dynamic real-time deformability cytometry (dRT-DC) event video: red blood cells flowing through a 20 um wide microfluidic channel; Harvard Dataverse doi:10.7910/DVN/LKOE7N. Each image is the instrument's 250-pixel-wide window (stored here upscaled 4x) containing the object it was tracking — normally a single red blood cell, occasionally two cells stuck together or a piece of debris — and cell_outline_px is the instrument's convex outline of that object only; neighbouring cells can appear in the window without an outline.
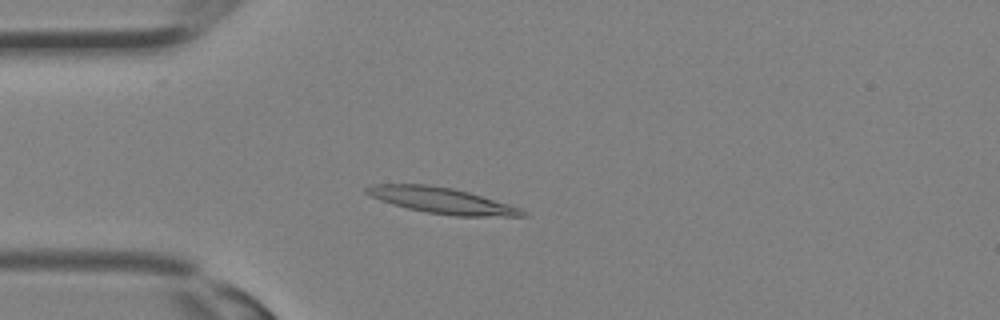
{"species": "Egyptian fruit bat (a non-hibernating species)", "species_latin": "Rousettus aegyptiacus", "temperature_condition": "room temperature", "stored_images_in_passage": 32, "camera_frame_rate_fps": 3000, "um_per_image_px": 0.085, "animal": {"sex": "female"}, "frame": {"image": 1, "passage_image": 8, "time_ms": 2.333, "image_size_px": [1000, 320], "cell_outline_px": [[528, 216], [456, 216], [428, 212], [408, 208], [392, 204], [380, 200], [364, 192], [364, 188], [372, 184], [432, 184], [452, 188], [468, 192], [508, 204], [520, 208], [528, 212]], "centroid_in_image_um": [37.54, 17.03], "position_along_channel_um": 47.5, "area_um2": 23.41}}
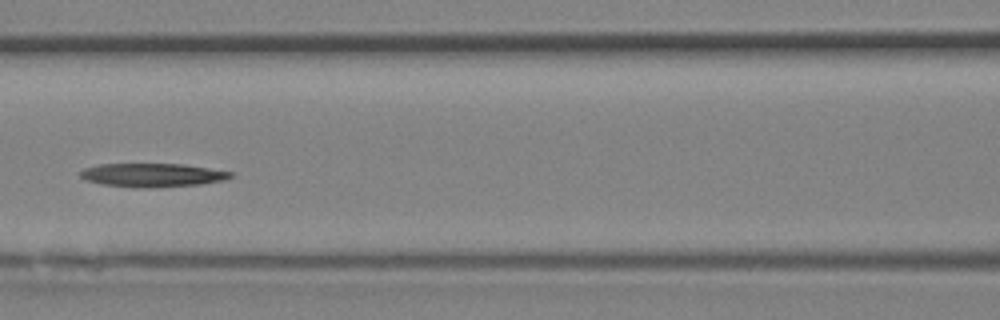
{"frame": {"image": 2, "passage_image": 14, "time_ms": 4.333, "image_size_px": [1000, 320], "cell_outline_px": [[232, 176], [224, 180], [200, 184], [100, 184], [84, 180], [80, 176], [80, 172], [84, 168], [100, 164], [184, 164], [232, 172]], "centroid_in_image_um": [12.94, 14.81], "position_along_channel_um": 153.7, "area_um2": 19.07}}
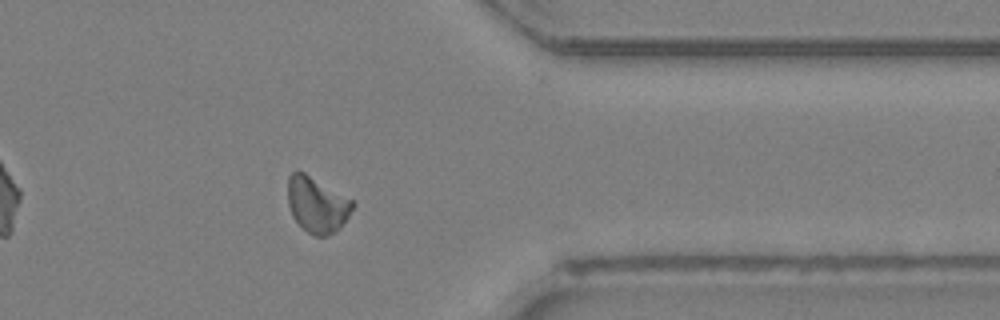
{"frame": {"image": 3, "passage_image": 26, "time_ms": 8.333, "image_size_px": [1000, 320], "cell_outline_px": [[356, 204], [340, 228], [324, 236], [316, 236], [308, 232], [292, 216], [288, 204], [288, 176], [292, 172], [304, 172], [356, 200]], "centroid_in_image_um": [26.98, 17.37], "position_along_channel_um": 384.4, "area_um2": 21.1}}